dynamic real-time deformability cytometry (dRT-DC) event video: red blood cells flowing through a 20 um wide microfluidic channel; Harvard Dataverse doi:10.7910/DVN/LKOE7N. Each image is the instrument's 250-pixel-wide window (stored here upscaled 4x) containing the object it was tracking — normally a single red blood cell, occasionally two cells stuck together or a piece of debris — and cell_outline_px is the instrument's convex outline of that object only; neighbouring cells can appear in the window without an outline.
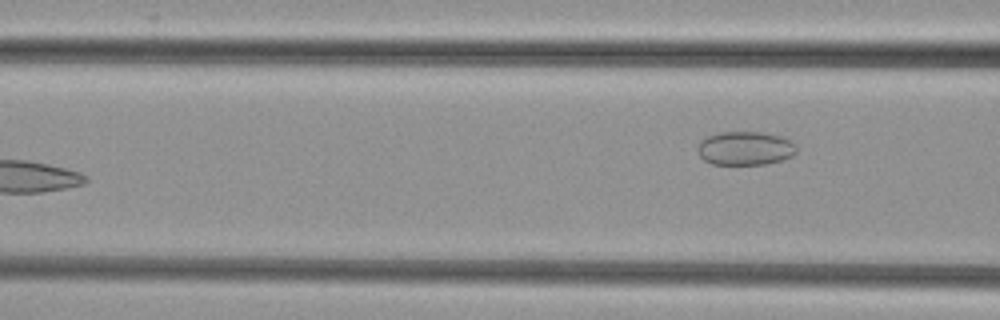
{"species": "common noctule bat (a hibernating species)", "species_latin": "Nyctalus noctula", "temperature_condition": "cold", "stored_images_in_passage": 4, "camera_frame_rate_fps": 3000, "um_per_image_px": 0.085, "animal": {"sex": "female", "body_mass_g": 29.2, "forearm_length_mm": 56.3}, "frame": {"image": 1, "passage_image": 4, "time_ms": 1.0, "image_size_px": [1000, 320], "cell_outline_px": [[796, 152], [792, 156], [784, 160], [768, 164], [712, 164], [704, 160], [700, 156], [696, 148], [700, 140], [708, 136], [720, 132], [760, 132], [780, 136], [788, 140], [796, 148]], "centroid_in_image_um": [63.31, 12.61], "position_along_channel_um": 103.3, "area_um2": 19.42}}